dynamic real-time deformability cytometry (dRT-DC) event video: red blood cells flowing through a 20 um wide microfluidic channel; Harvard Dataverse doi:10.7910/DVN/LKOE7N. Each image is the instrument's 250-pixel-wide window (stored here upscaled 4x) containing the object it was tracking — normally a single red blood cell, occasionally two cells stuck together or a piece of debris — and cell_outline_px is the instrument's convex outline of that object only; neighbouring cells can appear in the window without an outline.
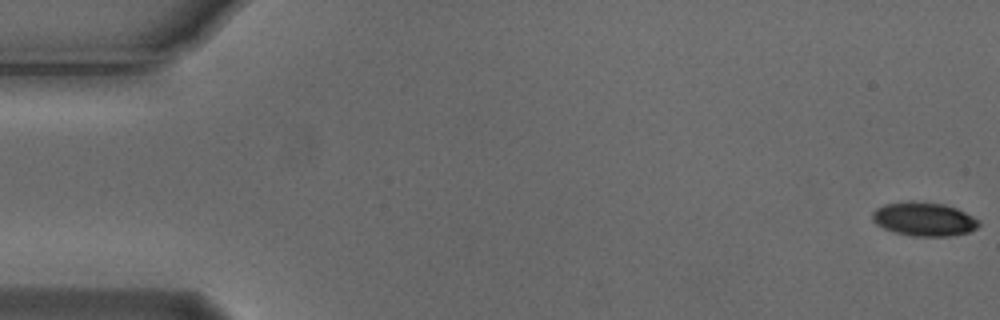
{"species": "Egyptian fruit bat (a non-hibernating species)", "species_latin": "Rousettus aegyptiacus", "temperature_condition": "cold", "stored_images_in_passage": 56, "camera_frame_rate_fps": 3000, "um_per_image_px": 0.085, "animal": {"sex": "male"}, "frame": {"image": 1, "passage_image": 1, "time_ms": 0.0, "image_size_px": [1000, 320], "cell_outline_px": [[980, 224], [976, 228], [968, 232], [948, 236], [912, 236], [896, 232], [884, 228], [876, 224], [872, 220], [872, 212], [876, 208], [884, 204], [908, 200], [912, 200], [944, 204], [956, 208], [980, 220]], "centroid_in_image_um": [78.52, 18.61], "position_along_channel_um": 6.5, "area_um2": 21.04}}
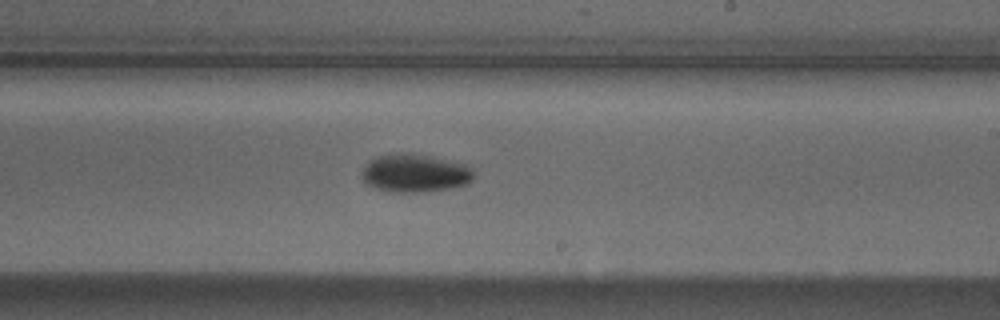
{"frame": {"image": 2, "passage_image": 33, "time_ms": 10.667, "image_size_px": [1000, 320], "cell_outline_px": [[472, 180], [468, 184], [448, 188], [420, 192], [392, 192], [376, 188], [364, 184], [360, 176], [364, 168], [376, 156], [404, 152], [412, 152], [432, 156], [468, 164], [472, 168]], "centroid_in_image_um": [35.26, 14.7], "position_along_channel_um": 253.7, "area_um2": 25.09}}
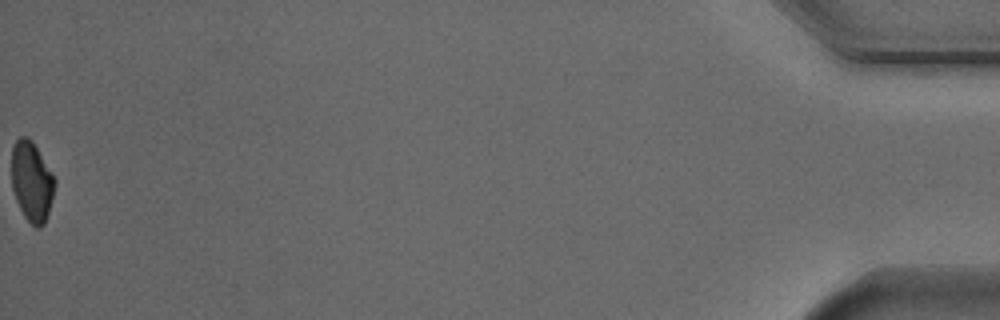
{"frame": {"image": 3, "passage_image": 56, "time_ms": 18.333, "image_size_px": [1000, 320], "cell_outline_px": [[56, 184], [48, 212], [44, 224], [40, 228], [36, 228], [24, 216], [16, 200], [12, 188], [12, 148], [16, 140], [20, 136], [28, 136], [32, 140], [52, 172], [56, 180]], "centroid_in_image_um": [2.7, 15.41], "position_along_channel_um": 432.5, "area_um2": 20.11}, "authors_computed_cell_mechanics": {"area_um2": 22.1952, "velocity_mm_per_s": 3.7221, "shape_relaxation_time_tau1_ms": 3.4784, "shape_relaxation_time_tau2_ms": null, "deformation_change_tau1": 0.1275, "deformation_change_tau2": null}}